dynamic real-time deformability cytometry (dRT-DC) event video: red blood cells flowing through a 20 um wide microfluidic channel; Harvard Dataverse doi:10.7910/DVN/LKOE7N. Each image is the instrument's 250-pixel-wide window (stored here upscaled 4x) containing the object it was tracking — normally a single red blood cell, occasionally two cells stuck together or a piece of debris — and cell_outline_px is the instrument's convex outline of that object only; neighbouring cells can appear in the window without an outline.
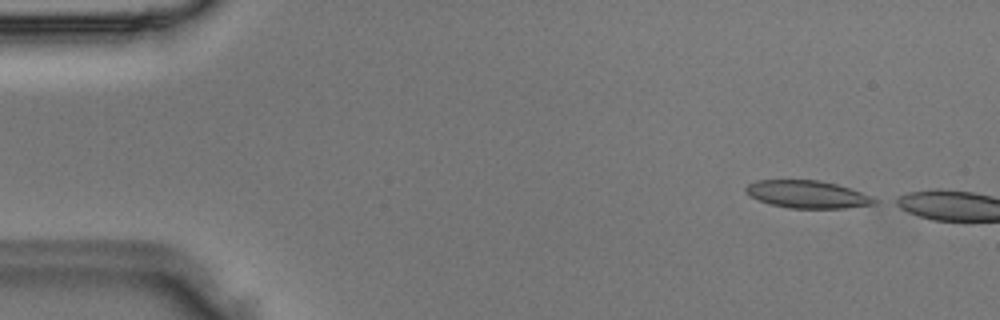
{"species": "Egyptian fruit bat (a non-hibernating species)", "species_latin": "Rousettus aegyptiacus", "temperature_condition": "room temperature", "stored_images_in_passage": 9, "camera_frame_rate_fps": 3000, "um_per_image_px": 0.085, "animal": {"sex": "male"}, "frame": {"image": 1, "passage_image": 1, "time_ms": 0.0, "image_size_px": [1000, 320], "cell_outline_px": [[880, 200], [876, 204], [844, 208], [788, 208], [768, 204], [744, 192], [744, 188], [748, 184], [756, 180], [820, 180], [836, 184], [872, 196]], "centroid_in_image_um": [68.63, 16.52], "position_along_channel_um": 16.4, "area_um2": 20.69}}